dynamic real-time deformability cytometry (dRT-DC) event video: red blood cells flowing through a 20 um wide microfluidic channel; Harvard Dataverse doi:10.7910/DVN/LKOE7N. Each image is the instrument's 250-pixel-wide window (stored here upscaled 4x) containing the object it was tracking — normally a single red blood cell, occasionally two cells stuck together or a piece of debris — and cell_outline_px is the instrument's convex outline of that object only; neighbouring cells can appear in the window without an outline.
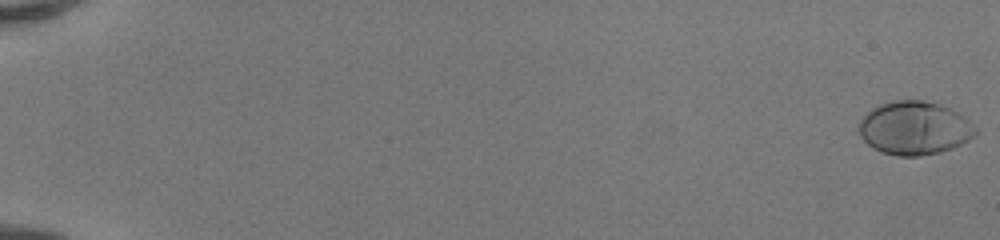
{"species": "human", "species_latin": "Homo sapiens", "temperature_condition": "room temperature", "stored_images_in_passage": 52, "camera_frame_rate_fps": 3000, "um_per_image_px": 0.085, "donor": {"sex": "female"}, "frame": {"image": 1, "passage_image": 1, "time_ms": 0.0, "image_size_px": [1000, 240], "cell_outline_px": [[976, 136], [952, 148], [940, 152], [920, 156], [896, 156], [880, 152], [872, 148], [860, 136], [856, 128], [860, 120], [872, 108], [880, 104], [892, 100], [924, 100], [940, 104], [964, 116], [976, 128]], "centroid_in_image_um": [77.69, 10.89], "position_along_channel_um": 7.3, "area_um2": 36.53}}
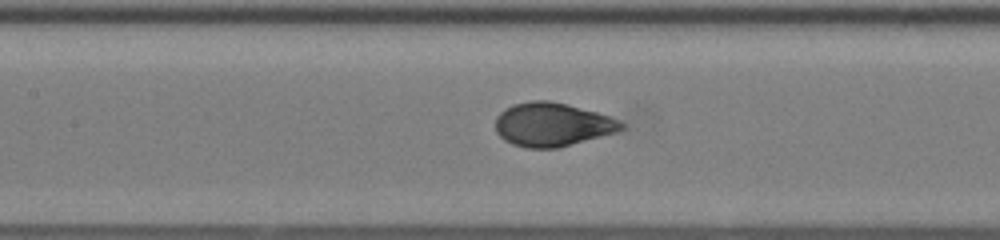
{"frame": {"image": 2, "passage_image": 27, "time_ms": 8.667, "image_size_px": [1000, 240], "cell_outline_px": [[624, 128], [616, 132], [560, 148], [524, 148], [512, 144], [504, 140], [496, 132], [496, 116], [504, 108], [512, 104], [532, 100], [548, 100], [568, 104], [596, 112], [608, 116], [624, 124]], "centroid_in_image_um": [46.9, 10.59], "position_along_channel_um": 160.5, "area_um2": 32.14}}
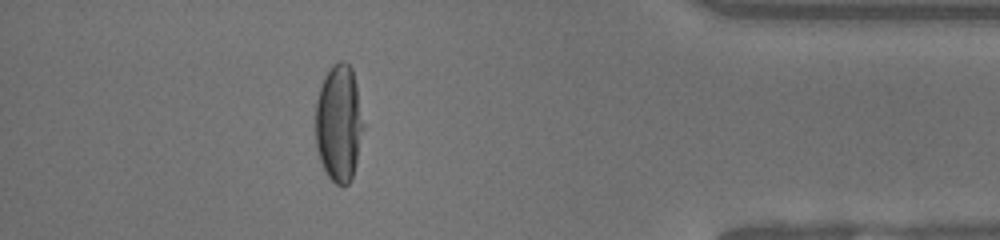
{"frame": {"image": 3, "passage_image": 47, "time_ms": 15.333, "image_size_px": [1000, 240], "cell_outline_px": [[364, 124], [352, 180], [348, 184], [336, 184], [328, 176], [320, 160], [316, 148], [316, 100], [324, 76], [332, 64], [340, 60], [344, 60], [352, 68], [356, 84]], "centroid_in_image_um": [28.8, 10.44], "position_along_channel_um": 406.4, "area_um2": 32.6}, "authors_computed_cell_mechanics": {"area_um2": 32.8593, "velocity_mm_per_s": 4.1547, "shape_relaxation_time_tau1_ms": 3.3394, "shape_relaxation_time_tau2_ms": null, "deformation_change_tau1": 0.2091, "deformation_change_tau2": null}}